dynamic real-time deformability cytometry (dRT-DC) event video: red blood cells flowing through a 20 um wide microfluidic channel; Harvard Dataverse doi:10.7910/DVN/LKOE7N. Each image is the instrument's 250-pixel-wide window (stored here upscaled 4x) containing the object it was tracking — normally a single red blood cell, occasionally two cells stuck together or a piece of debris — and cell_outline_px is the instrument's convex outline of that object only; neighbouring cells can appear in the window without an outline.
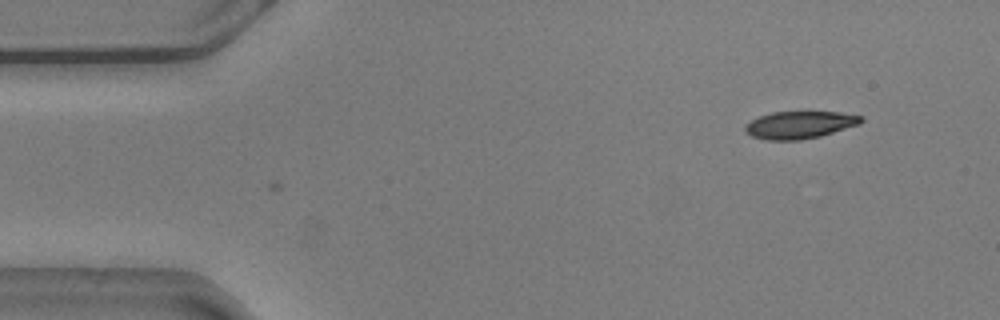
{"species": "common noctule bat (a hibernating species)", "species_latin": "Nyctalus noctula", "temperature_condition": "warm", "stored_images_in_passage": 3, "camera_frame_rate_fps": 3000, "um_per_image_px": 0.085, "animal": {"sex": "male", "body_mass_g": 20.5, "forearm_length_mm": 52.5}, "frame": {"image": 1, "passage_image": 3, "time_ms": 0.667, "image_size_px": [1000, 320], "cell_outline_px": [[864, 120], [860, 124], [820, 136], [800, 140], [764, 140], [752, 136], [744, 132], [744, 124], [760, 116], [772, 112], [808, 108], [840, 112], [864, 116]], "centroid_in_image_um": [67.99, 10.55], "position_along_channel_um": 17.0, "area_um2": 19.59}}